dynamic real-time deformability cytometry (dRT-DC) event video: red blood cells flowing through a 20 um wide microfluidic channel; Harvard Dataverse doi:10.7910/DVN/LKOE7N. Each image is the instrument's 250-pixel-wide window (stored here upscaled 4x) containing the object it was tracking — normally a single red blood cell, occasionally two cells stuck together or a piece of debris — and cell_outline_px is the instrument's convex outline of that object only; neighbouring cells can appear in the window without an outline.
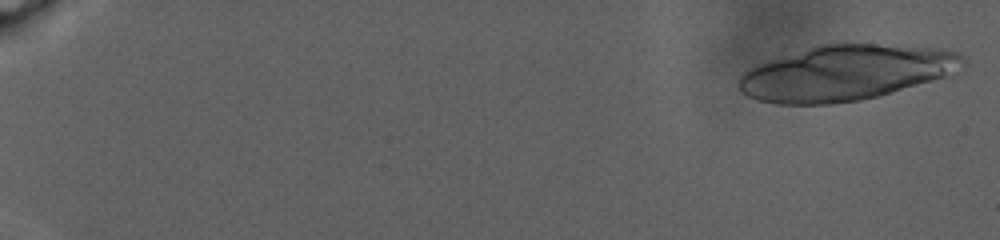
{"species": "human", "species_latin": "Homo sapiens", "temperature_condition": "warm", "stored_images_in_passage": 32, "camera_frame_rate_fps": 3000, "um_per_image_px": 0.085, "donor": {"sex": "male"}, "frame": {"image": 1, "passage_image": 1, "time_ms": 0.0, "image_size_px": [1000, 240], "cell_outline_px": [[968, 64], [944, 76], [932, 80], [876, 96], [860, 100], [832, 104], [776, 104], [756, 100], [740, 92], [736, 84], [740, 76], [744, 72], [760, 64], [816, 44], [876, 44], [944, 48], [956, 52], [964, 56], [968, 60]], "centroid_in_image_um": [71.89, 6.18], "position_along_channel_um": 13.1, "area_um2": 71.96}}